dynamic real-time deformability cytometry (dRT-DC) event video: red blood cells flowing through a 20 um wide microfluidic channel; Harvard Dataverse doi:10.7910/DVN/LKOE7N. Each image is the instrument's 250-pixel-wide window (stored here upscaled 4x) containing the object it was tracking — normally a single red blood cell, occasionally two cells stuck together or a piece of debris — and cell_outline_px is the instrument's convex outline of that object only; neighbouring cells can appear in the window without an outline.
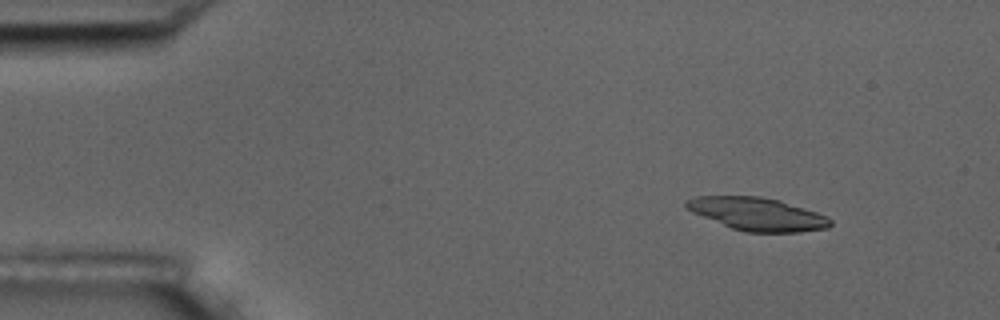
{"species": "common noctule bat (a hibernating species)", "species_latin": "Nyctalus noctula", "temperature_condition": "room temperature", "stored_images_in_passage": 5, "camera_frame_rate_fps": 3000, "um_per_image_px": 0.085, "animal": {"sex": "male", "body_mass_g": 17.5, "forearm_length_mm": 52.3}, "frame": {"image": 1, "passage_image": 2, "time_ms": 1.0, "image_size_px": [1000, 320], "cell_outline_px": [[832, 224], [828, 228], [800, 232], [744, 232], [732, 228], [692, 212], [684, 208], [684, 200], [696, 196], [760, 196], [780, 200], [816, 212], [832, 220]], "centroid_in_image_um": [64.34, 18.19], "position_along_channel_um": 20.7, "area_um2": 27.63}}